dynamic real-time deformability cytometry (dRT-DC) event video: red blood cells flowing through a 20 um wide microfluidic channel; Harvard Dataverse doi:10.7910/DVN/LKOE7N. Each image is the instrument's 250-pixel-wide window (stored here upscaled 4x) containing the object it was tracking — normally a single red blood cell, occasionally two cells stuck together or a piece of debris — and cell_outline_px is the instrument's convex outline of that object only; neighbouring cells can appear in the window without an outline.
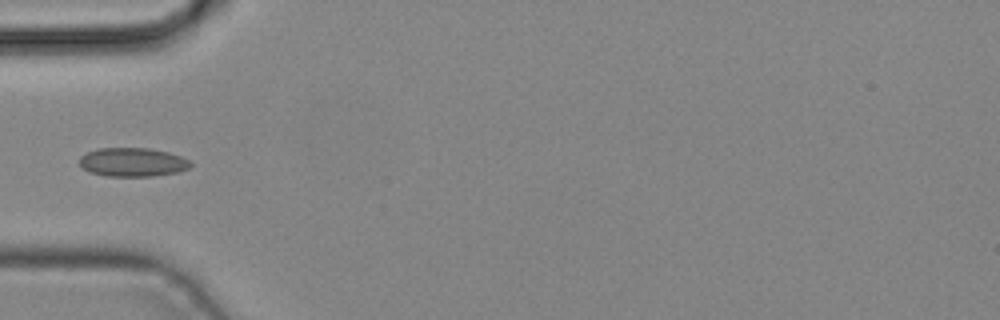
{"species": "common noctule bat (a hibernating species)", "species_latin": "Nyctalus noctula", "temperature_condition": "cold", "stored_images_in_passage": 30, "camera_frame_rate_fps": 3000, "um_per_image_px": 0.085, "animal": {"sex": "male", "body_mass_g": 19.2, "forearm_length_mm": 51.8}, "frame": {"image": 1, "passage_image": 1, "time_ms": 0.0, "image_size_px": [1000, 320], "cell_outline_px": [[192, 164], [188, 168], [176, 172], [152, 176], [108, 176], [88, 172], [80, 164], [80, 156], [88, 152], [100, 148], [148, 148], [168, 152], [180, 156], [188, 160]], "centroid_in_image_um": [11.26, 13.78], "position_along_channel_um": 73.7, "area_um2": 18.44}}
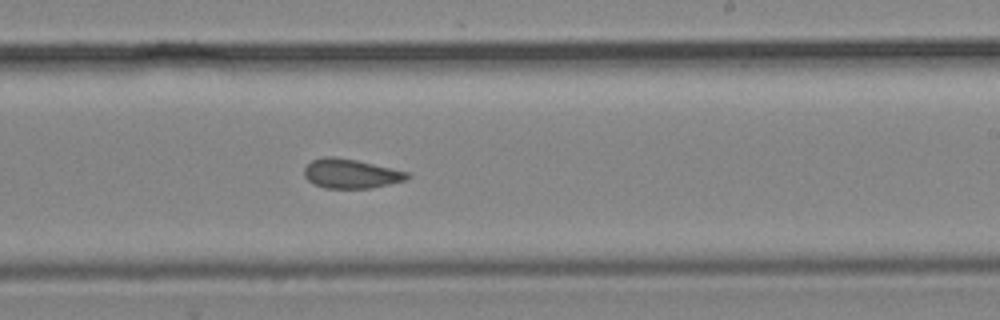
{"frame": {"image": 2, "passage_image": 13, "time_ms": 4.0, "image_size_px": [1000, 320], "cell_outline_px": [[412, 176], [404, 180], [388, 184], [368, 188], [324, 188], [308, 180], [304, 176], [304, 168], [312, 160], [324, 156], [332, 156], [356, 160], [408, 172]], "centroid_in_image_um": [29.8, 14.75], "position_along_channel_um": 259.2, "area_um2": 17.4}}
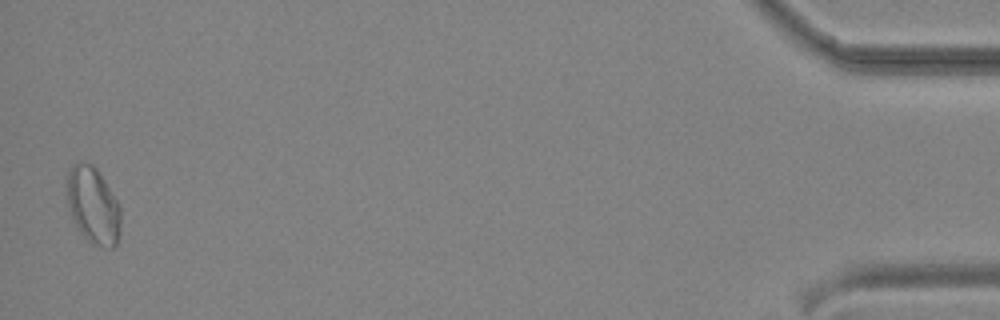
{"frame": {"image": 3, "passage_image": 30, "time_ms": 9.667, "image_size_px": [1000, 320], "cell_outline_px": [[120, 228], [116, 244], [112, 248], [104, 248], [92, 244], [80, 232], [72, 216], [68, 204], [68, 172], [72, 164], [80, 160], [84, 160], [92, 164], [96, 168], [120, 204]], "centroid_in_image_um": [7.93, 17.44], "position_along_channel_um": 427.3, "area_um2": 23.99}}